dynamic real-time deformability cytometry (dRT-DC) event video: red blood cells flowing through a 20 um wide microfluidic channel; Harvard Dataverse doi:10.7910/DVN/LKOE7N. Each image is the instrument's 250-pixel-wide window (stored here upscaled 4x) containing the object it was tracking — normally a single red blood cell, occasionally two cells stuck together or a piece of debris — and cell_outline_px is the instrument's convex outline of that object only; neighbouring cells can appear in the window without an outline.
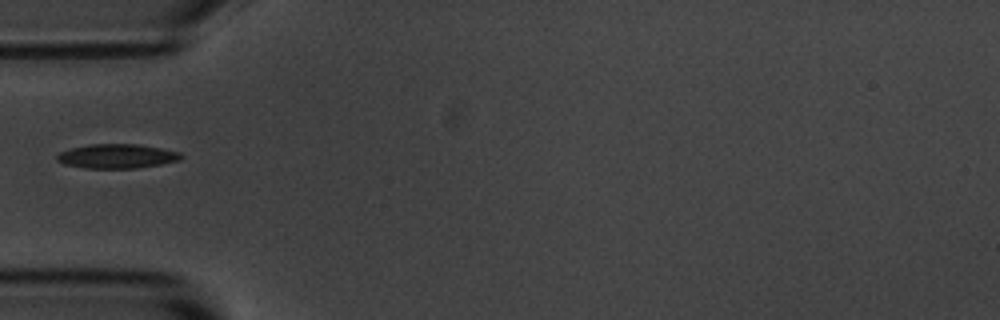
{"species": "common noctule bat (a hibernating species)", "species_latin": "Nyctalus noctula", "temperature_condition": "room temperature", "stored_images_in_passage": 13, "camera_frame_rate_fps": 3000, "um_per_image_px": 0.085, "animal": {"sex": "male", "body_mass_g": 20.1, "forearm_length_mm": 53.5}, "frame": {"image": 1, "passage_image": 1, "time_ms": 0.0, "image_size_px": [1000, 320], "cell_outline_px": [[184, 156], [180, 160], [160, 164], [136, 168], [84, 168], [64, 164], [56, 160], [56, 156], [60, 152], [72, 148], [88, 144], [140, 144], [180, 152]], "centroid_in_image_um": [9.94, 13.27], "position_along_channel_um": 75.1, "area_um2": 17.57}}
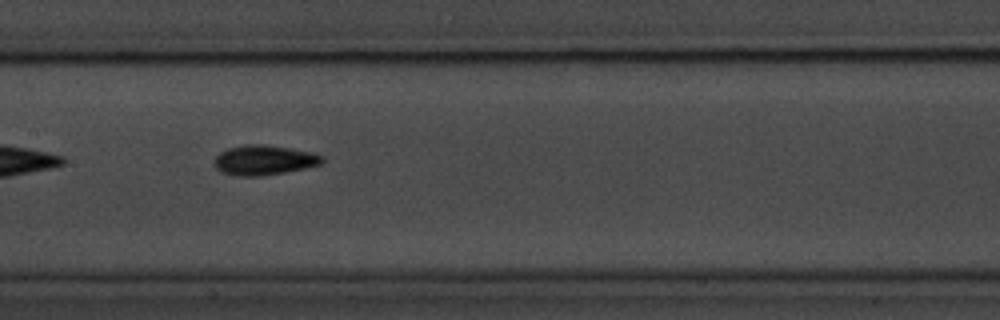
{"frame": {"image": 2, "passage_image": 10, "time_ms": 3.0, "image_size_px": [1000, 320], "cell_outline_px": [[324, 160], [320, 164], [304, 168], [284, 172], [260, 176], [236, 176], [220, 172], [216, 168], [216, 156], [220, 152], [228, 148], [248, 144], [264, 144], [312, 152], [324, 156]], "centroid_in_image_um": [22.44, 13.61], "position_along_channel_um": 185.0, "area_um2": 18.61}}